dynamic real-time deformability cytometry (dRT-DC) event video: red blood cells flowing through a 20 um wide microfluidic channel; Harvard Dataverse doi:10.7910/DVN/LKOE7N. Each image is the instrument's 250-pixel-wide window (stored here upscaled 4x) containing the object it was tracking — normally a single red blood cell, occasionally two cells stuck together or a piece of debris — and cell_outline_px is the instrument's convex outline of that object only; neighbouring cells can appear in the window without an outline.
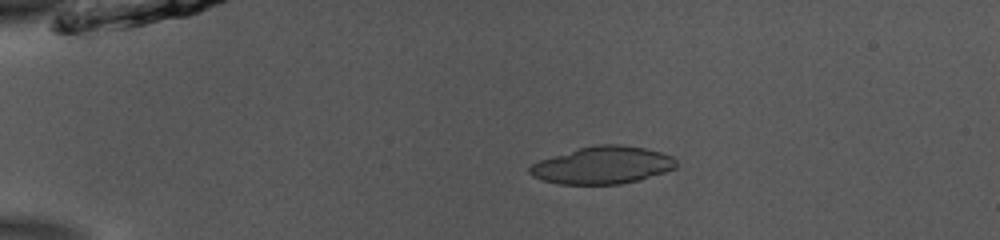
{"species": "common noctule bat (a hibernating species)", "species_latin": "Nyctalus noctula", "temperature_condition": "room temperature", "stored_images_in_passage": 42, "camera_frame_rate_fps": 3000, "um_per_image_px": 0.085, "animal": {"sex": "male", "body_mass_g": 13.0, "forearm_length_mm": 53.1}, "frame": {"image": 1, "passage_image": 1, "time_ms": 0.0, "image_size_px": [1000, 240], "cell_outline_px": [[676, 168], [640, 180], [620, 184], [560, 184], [540, 180], [532, 176], [528, 172], [528, 168], [532, 164], [540, 160], [552, 156], [580, 148], [596, 144], [624, 144], [644, 148], [660, 152], [672, 156], [676, 160]], "centroid_in_image_um": [51.21, 14.04], "position_along_channel_um": 33.8, "area_um2": 31.96}}